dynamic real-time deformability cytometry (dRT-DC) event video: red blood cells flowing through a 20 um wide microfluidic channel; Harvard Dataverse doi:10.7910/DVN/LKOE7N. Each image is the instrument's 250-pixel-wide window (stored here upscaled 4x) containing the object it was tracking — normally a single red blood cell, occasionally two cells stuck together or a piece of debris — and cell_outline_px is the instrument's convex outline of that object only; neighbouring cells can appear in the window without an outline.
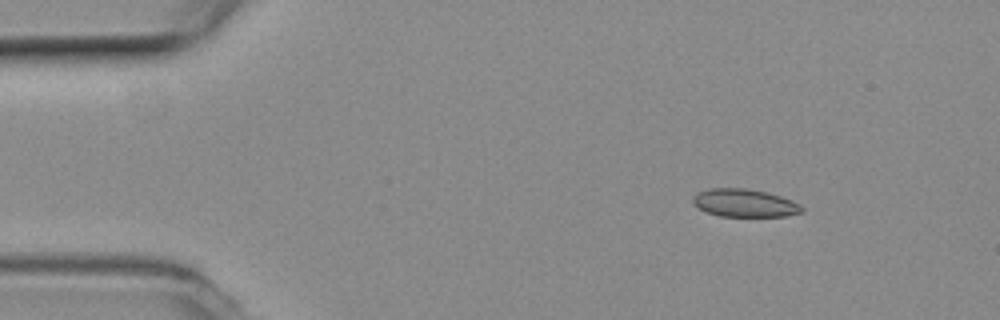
{"species": "common noctule bat (a hibernating species)", "species_latin": "Nyctalus noctula", "temperature_condition": "room temperature", "stored_images_in_passage": 4, "camera_frame_rate_fps": 3000, "um_per_image_px": 0.085, "animal": {"sex": "female", "body_mass_g": 19.3, "forearm_length_mm": 54.1}, "frame": {"image": 1, "passage_image": 2, "time_ms": 0.333, "image_size_px": [1000, 320], "cell_outline_px": [[804, 212], [784, 216], [720, 216], [708, 212], [692, 204], [692, 196], [696, 192], [708, 188], [748, 188], [768, 192], [792, 200], [800, 204], [804, 208]], "centroid_in_image_um": [63.28, 17.24], "position_along_channel_um": 21.7, "area_um2": 17.92}}